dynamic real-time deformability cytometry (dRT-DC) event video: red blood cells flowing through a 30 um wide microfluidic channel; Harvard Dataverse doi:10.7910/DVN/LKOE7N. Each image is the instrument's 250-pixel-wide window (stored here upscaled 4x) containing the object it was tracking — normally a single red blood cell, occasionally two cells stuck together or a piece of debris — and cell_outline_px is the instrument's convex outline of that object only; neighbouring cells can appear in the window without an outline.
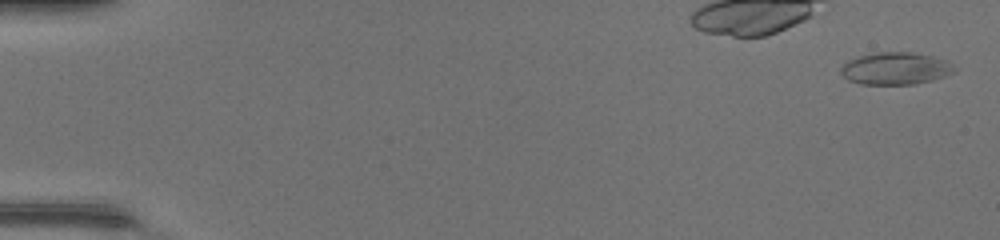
{"species": "common noctule bat (a hibernating species)", "species_latin": "Nyctalus noctula", "temperature_condition": "warm", "stored_images_in_passage": 32, "camera_frame_rate_fps": 3000, "um_per_image_px": 0.085, "animal": {"sex": "female", "body_mass_g": 17.0, "forearm_length_mm": 48.0}, "frame": {"image": 1, "passage_image": 2, "time_ms": 0.333, "image_size_px": [1000, 240], "cell_outline_px": [[956, 68], [952, 72], [944, 76], [932, 80], [916, 84], [860, 84], [848, 80], [840, 72], [840, 68], [848, 60], [860, 56], [876, 52], [912, 52], [932, 56], [948, 60]], "centroid_in_image_um": [76.12, 5.82], "position_along_channel_um": 8.9, "area_um2": 21.33}}
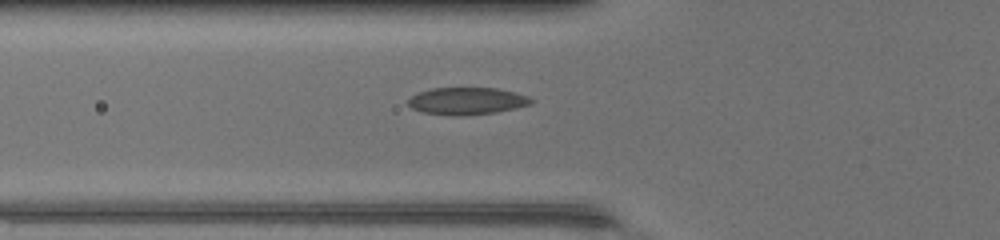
{"frame": {"image": 2, "passage_image": 19, "time_ms": 6.0, "image_size_px": [1000, 240], "cell_outline_px": [[536, 100], [532, 104], [516, 108], [496, 112], [460, 116], [452, 116], [424, 112], [412, 108], [408, 104], [408, 100], [416, 92], [432, 88], [496, 88], [516, 92], [528, 96]], "centroid_in_image_um": [39.72, 8.58], "position_along_channel_um": 86.1, "area_um2": 19.65}}
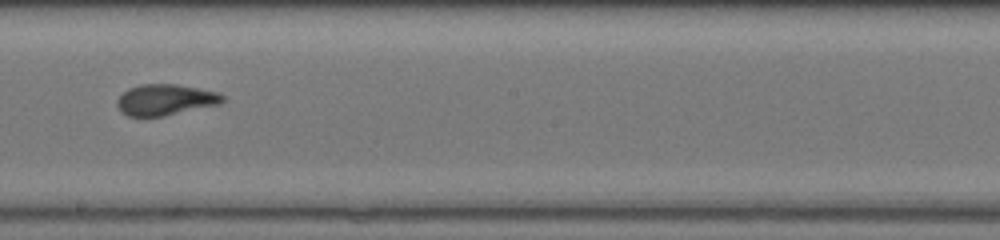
{"frame": {"image": 3, "passage_image": 29, "time_ms": 9.333, "image_size_px": [1000, 240], "cell_outline_px": [[224, 100], [220, 104], [164, 116], [128, 116], [120, 112], [116, 104], [116, 100], [128, 88], [140, 84], [176, 84], [216, 92], [224, 96]], "centroid_in_image_um": [14.02, 8.48], "position_along_channel_um": 234.2, "area_um2": 19.02}}